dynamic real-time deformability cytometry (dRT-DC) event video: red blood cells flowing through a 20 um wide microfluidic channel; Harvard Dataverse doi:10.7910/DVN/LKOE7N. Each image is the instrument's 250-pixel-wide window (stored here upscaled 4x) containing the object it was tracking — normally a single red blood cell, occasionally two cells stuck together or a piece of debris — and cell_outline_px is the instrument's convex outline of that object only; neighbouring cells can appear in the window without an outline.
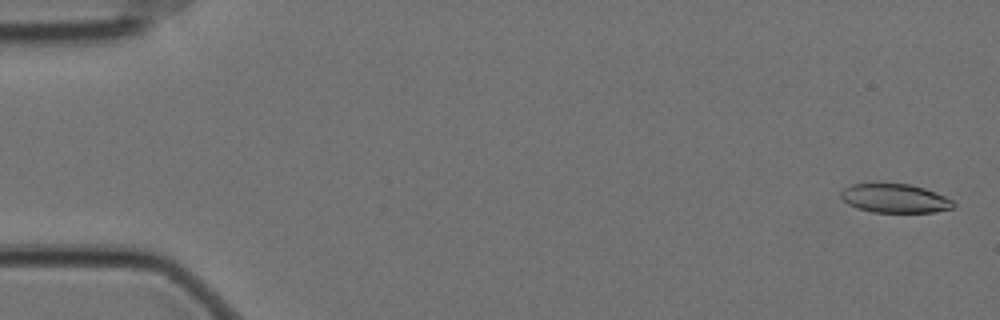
{"species": "Egyptian fruit bat (a non-hibernating species)", "species_latin": "Rousettus aegyptiacus", "temperature_condition": "cold", "stored_images_in_passage": 58, "camera_frame_rate_fps": 3000, "um_per_image_px": 0.085, "animal": {"sex": "female"}, "frame": {"image": 1, "passage_image": 2, "time_ms": 0.333, "image_size_px": [1000, 320], "cell_outline_px": [[956, 204], [952, 208], [932, 212], [872, 212], [856, 208], [848, 204], [840, 196], [840, 192], [844, 188], [852, 184], [908, 184], [924, 188], [944, 196], [952, 200]], "centroid_in_image_um": [76.04, 16.87], "position_along_channel_um": 9.0, "area_um2": 18.73}}
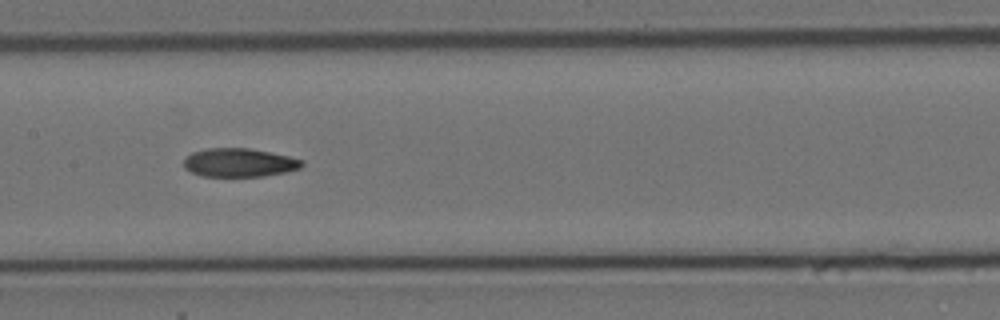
{"frame": {"image": 2, "passage_image": 29, "time_ms": 9.333, "image_size_px": [1000, 320], "cell_outline_px": [[304, 164], [300, 168], [288, 172], [264, 176], [200, 176], [184, 168], [184, 156], [192, 152], [208, 148], [248, 148], [288, 156], [304, 160]], "centroid_in_image_um": [20.33, 13.82], "position_along_channel_um": 187.1, "area_um2": 19.77}}
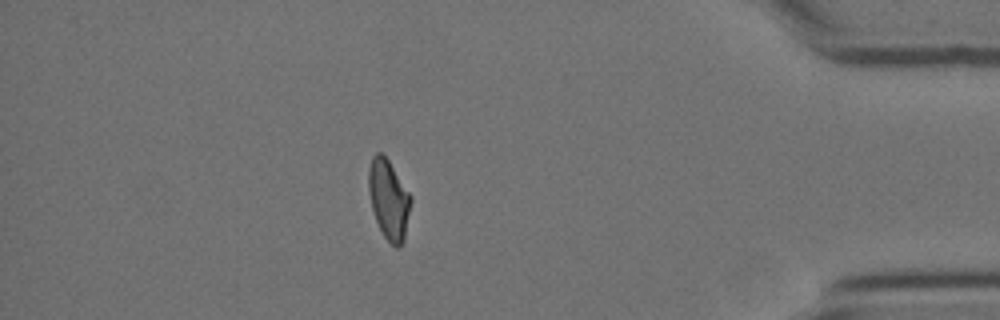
{"frame": {"image": 3, "passage_image": 51, "time_ms": 16.667, "image_size_px": [1000, 320], "cell_outline_px": [[412, 200], [404, 240], [396, 248], [384, 236], [376, 220], [372, 208], [368, 188], [368, 168], [372, 156], [376, 152], [380, 152], [388, 160], [412, 196]], "centroid_in_image_um": [33.04, 16.93], "position_along_channel_um": 402.2, "area_um2": 19.48}, "authors_computed_cell_mechanics": {"area_um2": 20.0566, "velocity_mm_per_s": 3.504, "shape_relaxation_time_tau1_ms": 9.5077, "shape_relaxation_time_tau2_ms": 3.1917, "deformation_change_tau1": 0.2248, "deformation_change_tau2": 0.0923}}